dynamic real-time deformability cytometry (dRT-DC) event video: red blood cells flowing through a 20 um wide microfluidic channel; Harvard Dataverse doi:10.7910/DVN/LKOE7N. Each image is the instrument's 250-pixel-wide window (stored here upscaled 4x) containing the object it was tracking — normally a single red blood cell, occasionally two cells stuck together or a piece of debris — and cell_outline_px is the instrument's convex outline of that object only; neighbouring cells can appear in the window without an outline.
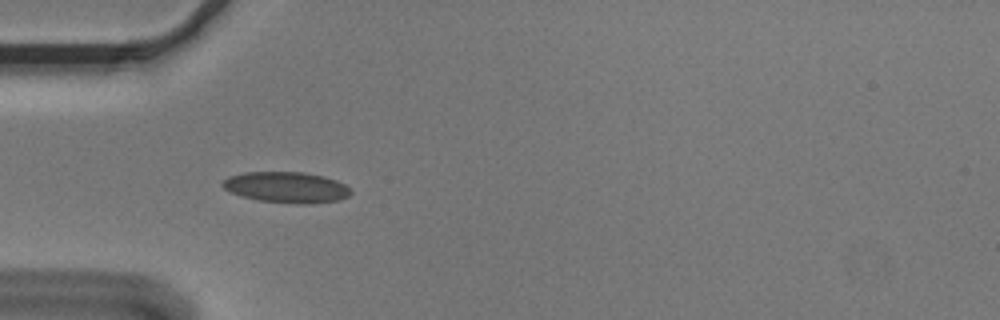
{"species": "Egyptian fruit bat (a non-hibernating species)", "species_latin": "Rousettus aegyptiacus", "temperature_condition": "cold", "stored_images_in_passage": 2, "camera_frame_rate_fps": 3000, "um_per_image_px": 0.085, "animal": {"sex": "male"}, "frame": {"image": 1, "passage_image": 1, "time_ms": 0.0, "image_size_px": [1000, 320], "cell_outline_px": [[352, 192], [348, 196], [340, 200], [312, 204], [296, 204], [260, 200], [240, 196], [224, 188], [220, 184], [228, 176], [244, 172], [304, 172], [324, 176], [336, 180], [352, 188]], "centroid_in_image_um": [24.38, 15.92], "position_along_channel_um": 60.6, "area_um2": 23.29}}
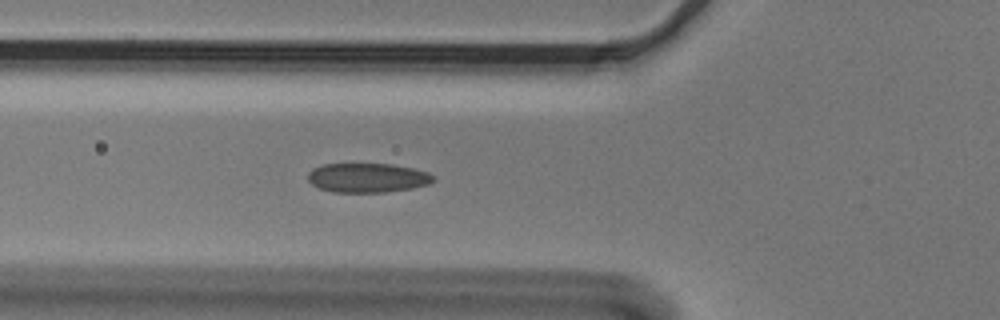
{"frame": {"image": 2, "passage_image": 2, "time_ms": 0.333, "image_size_px": [1000, 320], "cell_outline_px": [[436, 180], [428, 184], [412, 188], [384, 192], [332, 192], [320, 188], [312, 184], [308, 180], [308, 172], [312, 168], [324, 164], [392, 164], [412, 168], [428, 172], [436, 176]], "centroid_in_image_um": [31.25, 15.11], "position_along_channel_um": 94.5, "area_um2": 21.5}}